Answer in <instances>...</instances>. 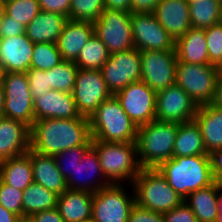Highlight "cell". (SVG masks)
<instances>
[{
  "instance_id": "cell-35",
  "label": "cell",
  "mask_w": 222,
  "mask_h": 222,
  "mask_svg": "<svg viewBox=\"0 0 222 222\" xmlns=\"http://www.w3.org/2000/svg\"><path fill=\"white\" fill-rule=\"evenodd\" d=\"M63 61L55 43H34L30 68L47 71Z\"/></svg>"
},
{
  "instance_id": "cell-3",
  "label": "cell",
  "mask_w": 222,
  "mask_h": 222,
  "mask_svg": "<svg viewBox=\"0 0 222 222\" xmlns=\"http://www.w3.org/2000/svg\"><path fill=\"white\" fill-rule=\"evenodd\" d=\"M89 123L94 140L112 143L136 142L138 127L125 113L115 95L98 106L89 117Z\"/></svg>"
},
{
  "instance_id": "cell-46",
  "label": "cell",
  "mask_w": 222,
  "mask_h": 222,
  "mask_svg": "<svg viewBox=\"0 0 222 222\" xmlns=\"http://www.w3.org/2000/svg\"><path fill=\"white\" fill-rule=\"evenodd\" d=\"M27 219L29 222H65L57 207L34 213Z\"/></svg>"
},
{
  "instance_id": "cell-38",
  "label": "cell",
  "mask_w": 222,
  "mask_h": 222,
  "mask_svg": "<svg viewBox=\"0 0 222 222\" xmlns=\"http://www.w3.org/2000/svg\"><path fill=\"white\" fill-rule=\"evenodd\" d=\"M91 146L92 144H83L78 147L64 150L54 156L57 167L65 179L73 174L74 168L78 162L82 161L84 154Z\"/></svg>"
},
{
  "instance_id": "cell-2",
  "label": "cell",
  "mask_w": 222,
  "mask_h": 222,
  "mask_svg": "<svg viewBox=\"0 0 222 222\" xmlns=\"http://www.w3.org/2000/svg\"><path fill=\"white\" fill-rule=\"evenodd\" d=\"M157 169L182 199L216 181L212 175L209 155L172 157L162 162Z\"/></svg>"
},
{
  "instance_id": "cell-9",
  "label": "cell",
  "mask_w": 222,
  "mask_h": 222,
  "mask_svg": "<svg viewBox=\"0 0 222 222\" xmlns=\"http://www.w3.org/2000/svg\"><path fill=\"white\" fill-rule=\"evenodd\" d=\"M93 25L94 35L106 45L110 55L134 48L130 12L105 8Z\"/></svg>"
},
{
  "instance_id": "cell-43",
  "label": "cell",
  "mask_w": 222,
  "mask_h": 222,
  "mask_svg": "<svg viewBox=\"0 0 222 222\" xmlns=\"http://www.w3.org/2000/svg\"><path fill=\"white\" fill-rule=\"evenodd\" d=\"M128 222H164L163 214L145 209L136 203L132 207Z\"/></svg>"
},
{
  "instance_id": "cell-8",
  "label": "cell",
  "mask_w": 222,
  "mask_h": 222,
  "mask_svg": "<svg viewBox=\"0 0 222 222\" xmlns=\"http://www.w3.org/2000/svg\"><path fill=\"white\" fill-rule=\"evenodd\" d=\"M2 84L5 95L3 116L21 121L31 128L35 121L34 101L26 72H7Z\"/></svg>"
},
{
  "instance_id": "cell-53",
  "label": "cell",
  "mask_w": 222,
  "mask_h": 222,
  "mask_svg": "<svg viewBox=\"0 0 222 222\" xmlns=\"http://www.w3.org/2000/svg\"><path fill=\"white\" fill-rule=\"evenodd\" d=\"M4 101H5L4 88L3 84H0V116H3Z\"/></svg>"
},
{
  "instance_id": "cell-31",
  "label": "cell",
  "mask_w": 222,
  "mask_h": 222,
  "mask_svg": "<svg viewBox=\"0 0 222 222\" xmlns=\"http://www.w3.org/2000/svg\"><path fill=\"white\" fill-rule=\"evenodd\" d=\"M59 194L46 189L41 184L32 182L22 197L23 219L32 214L57 207Z\"/></svg>"
},
{
  "instance_id": "cell-7",
  "label": "cell",
  "mask_w": 222,
  "mask_h": 222,
  "mask_svg": "<svg viewBox=\"0 0 222 222\" xmlns=\"http://www.w3.org/2000/svg\"><path fill=\"white\" fill-rule=\"evenodd\" d=\"M220 74L215 65L177 61L175 84L180 86L197 106L211 104Z\"/></svg>"
},
{
  "instance_id": "cell-20",
  "label": "cell",
  "mask_w": 222,
  "mask_h": 222,
  "mask_svg": "<svg viewBox=\"0 0 222 222\" xmlns=\"http://www.w3.org/2000/svg\"><path fill=\"white\" fill-rule=\"evenodd\" d=\"M33 101L35 120L83 117L78 113L72 93L51 89Z\"/></svg>"
},
{
  "instance_id": "cell-22",
  "label": "cell",
  "mask_w": 222,
  "mask_h": 222,
  "mask_svg": "<svg viewBox=\"0 0 222 222\" xmlns=\"http://www.w3.org/2000/svg\"><path fill=\"white\" fill-rule=\"evenodd\" d=\"M93 35V22L67 19L57 41L63 60L75 61Z\"/></svg>"
},
{
  "instance_id": "cell-5",
  "label": "cell",
  "mask_w": 222,
  "mask_h": 222,
  "mask_svg": "<svg viewBox=\"0 0 222 222\" xmlns=\"http://www.w3.org/2000/svg\"><path fill=\"white\" fill-rule=\"evenodd\" d=\"M92 147L98 154L103 174L111 184L128 180L132 185L142 169L136 142L112 143L93 139Z\"/></svg>"
},
{
  "instance_id": "cell-48",
  "label": "cell",
  "mask_w": 222,
  "mask_h": 222,
  "mask_svg": "<svg viewBox=\"0 0 222 222\" xmlns=\"http://www.w3.org/2000/svg\"><path fill=\"white\" fill-rule=\"evenodd\" d=\"M160 0H131V13H153Z\"/></svg>"
},
{
  "instance_id": "cell-57",
  "label": "cell",
  "mask_w": 222,
  "mask_h": 222,
  "mask_svg": "<svg viewBox=\"0 0 222 222\" xmlns=\"http://www.w3.org/2000/svg\"><path fill=\"white\" fill-rule=\"evenodd\" d=\"M188 4L193 3L195 1H199V0H186Z\"/></svg>"
},
{
  "instance_id": "cell-33",
  "label": "cell",
  "mask_w": 222,
  "mask_h": 222,
  "mask_svg": "<svg viewBox=\"0 0 222 222\" xmlns=\"http://www.w3.org/2000/svg\"><path fill=\"white\" fill-rule=\"evenodd\" d=\"M109 57L106 45L96 35H93L83 46L74 63L80 69L100 70Z\"/></svg>"
},
{
  "instance_id": "cell-26",
  "label": "cell",
  "mask_w": 222,
  "mask_h": 222,
  "mask_svg": "<svg viewBox=\"0 0 222 222\" xmlns=\"http://www.w3.org/2000/svg\"><path fill=\"white\" fill-rule=\"evenodd\" d=\"M194 120L201 129L206 152L222 149V109L212 104L200 105Z\"/></svg>"
},
{
  "instance_id": "cell-49",
  "label": "cell",
  "mask_w": 222,
  "mask_h": 222,
  "mask_svg": "<svg viewBox=\"0 0 222 222\" xmlns=\"http://www.w3.org/2000/svg\"><path fill=\"white\" fill-rule=\"evenodd\" d=\"M104 8L131 13V0H104Z\"/></svg>"
},
{
  "instance_id": "cell-41",
  "label": "cell",
  "mask_w": 222,
  "mask_h": 222,
  "mask_svg": "<svg viewBox=\"0 0 222 222\" xmlns=\"http://www.w3.org/2000/svg\"><path fill=\"white\" fill-rule=\"evenodd\" d=\"M27 79L32 98H40L51 88L49 87V70L43 71L30 68L27 72Z\"/></svg>"
},
{
  "instance_id": "cell-23",
  "label": "cell",
  "mask_w": 222,
  "mask_h": 222,
  "mask_svg": "<svg viewBox=\"0 0 222 222\" xmlns=\"http://www.w3.org/2000/svg\"><path fill=\"white\" fill-rule=\"evenodd\" d=\"M27 154L32 162L33 182L59 195L68 189L54 156L41 155L32 149H29Z\"/></svg>"
},
{
  "instance_id": "cell-40",
  "label": "cell",
  "mask_w": 222,
  "mask_h": 222,
  "mask_svg": "<svg viewBox=\"0 0 222 222\" xmlns=\"http://www.w3.org/2000/svg\"><path fill=\"white\" fill-rule=\"evenodd\" d=\"M209 62L216 65L222 58V22L204 29Z\"/></svg>"
},
{
  "instance_id": "cell-12",
  "label": "cell",
  "mask_w": 222,
  "mask_h": 222,
  "mask_svg": "<svg viewBox=\"0 0 222 222\" xmlns=\"http://www.w3.org/2000/svg\"><path fill=\"white\" fill-rule=\"evenodd\" d=\"M72 95L80 116L89 118L98 106L112 96L100 70L78 69Z\"/></svg>"
},
{
  "instance_id": "cell-44",
  "label": "cell",
  "mask_w": 222,
  "mask_h": 222,
  "mask_svg": "<svg viewBox=\"0 0 222 222\" xmlns=\"http://www.w3.org/2000/svg\"><path fill=\"white\" fill-rule=\"evenodd\" d=\"M42 11L57 13L69 19L71 0H38Z\"/></svg>"
},
{
  "instance_id": "cell-1",
  "label": "cell",
  "mask_w": 222,
  "mask_h": 222,
  "mask_svg": "<svg viewBox=\"0 0 222 222\" xmlns=\"http://www.w3.org/2000/svg\"><path fill=\"white\" fill-rule=\"evenodd\" d=\"M30 131V149L41 155L55 156L93 142L89 118L86 117L35 120Z\"/></svg>"
},
{
  "instance_id": "cell-14",
  "label": "cell",
  "mask_w": 222,
  "mask_h": 222,
  "mask_svg": "<svg viewBox=\"0 0 222 222\" xmlns=\"http://www.w3.org/2000/svg\"><path fill=\"white\" fill-rule=\"evenodd\" d=\"M141 81L156 93L175 84L177 57L175 51H140Z\"/></svg>"
},
{
  "instance_id": "cell-47",
  "label": "cell",
  "mask_w": 222,
  "mask_h": 222,
  "mask_svg": "<svg viewBox=\"0 0 222 222\" xmlns=\"http://www.w3.org/2000/svg\"><path fill=\"white\" fill-rule=\"evenodd\" d=\"M208 155L213 178L222 182V149L213 150Z\"/></svg>"
},
{
  "instance_id": "cell-32",
  "label": "cell",
  "mask_w": 222,
  "mask_h": 222,
  "mask_svg": "<svg viewBox=\"0 0 222 222\" xmlns=\"http://www.w3.org/2000/svg\"><path fill=\"white\" fill-rule=\"evenodd\" d=\"M191 27L206 29L222 22V3L217 0H199L189 4Z\"/></svg>"
},
{
  "instance_id": "cell-56",
  "label": "cell",
  "mask_w": 222,
  "mask_h": 222,
  "mask_svg": "<svg viewBox=\"0 0 222 222\" xmlns=\"http://www.w3.org/2000/svg\"><path fill=\"white\" fill-rule=\"evenodd\" d=\"M217 67V69L220 71V73L222 74V58L221 60L215 65Z\"/></svg>"
},
{
  "instance_id": "cell-10",
  "label": "cell",
  "mask_w": 222,
  "mask_h": 222,
  "mask_svg": "<svg viewBox=\"0 0 222 222\" xmlns=\"http://www.w3.org/2000/svg\"><path fill=\"white\" fill-rule=\"evenodd\" d=\"M122 184H111L93 193L92 222H128L135 205L134 190L127 195Z\"/></svg>"
},
{
  "instance_id": "cell-36",
  "label": "cell",
  "mask_w": 222,
  "mask_h": 222,
  "mask_svg": "<svg viewBox=\"0 0 222 222\" xmlns=\"http://www.w3.org/2000/svg\"><path fill=\"white\" fill-rule=\"evenodd\" d=\"M40 11L38 0H5V14L25 27Z\"/></svg>"
},
{
  "instance_id": "cell-52",
  "label": "cell",
  "mask_w": 222,
  "mask_h": 222,
  "mask_svg": "<svg viewBox=\"0 0 222 222\" xmlns=\"http://www.w3.org/2000/svg\"><path fill=\"white\" fill-rule=\"evenodd\" d=\"M216 222H222V186L219 188L218 194V216Z\"/></svg>"
},
{
  "instance_id": "cell-34",
  "label": "cell",
  "mask_w": 222,
  "mask_h": 222,
  "mask_svg": "<svg viewBox=\"0 0 222 222\" xmlns=\"http://www.w3.org/2000/svg\"><path fill=\"white\" fill-rule=\"evenodd\" d=\"M79 67L74 61L63 60L52 69H49V87L52 90L71 93Z\"/></svg>"
},
{
  "instance_id": "cell-58",
  "label": "cell",
  "mask_w": 222,
  "mask_h": 222,
  "mask_svg": "<svg viewBox=\"0 0 222 222\" xmlns=\"http://www.w3.org/2000/svg\"><path fill=\"white\" fill-rule=\"evenodd\" d=\"M22 222H29L28 219H23Z\"/></svg>"
},
{
  "instance_id": "cell-18",
  "label": "cell",
  "mask_w": 222,
  "mask_h": 222,
  "mask_svg": "<svg viewBox=\"0 0 222 222\" xmlns=\"http://www.w3.org/2000/svg\"><path fill=\"white\" fill-rule=\"evenodd\" d=\"M31 131L25 123L0 117V162L18 157L30 149Z\"/></svg>"
},
{
  "instance_id": "cell-21",
  "label": "cell",
  "mask_w": 222,
  "mask_h": 222,
  "mask_svg": "<svg viewBox=\"0 0 222 222\" xmlns=\"http://www.w3.org/2000/svg\"><path fill=\"white\" fill-rule=\"evenodd\" d=\"M152 14L174 40L191 28L189 4L186 0H160Z\"/></svg>"
},
{
  "instance_id": "cell-6",
  "label": "cell",
  "mask_w": 222,
  "mask_h": 222,
  "mask_svg": "<svg viewBox=\"0 0 222 222\" xmlns=\"http://www.w3.org/2000/svg\"><path fill=\"white\" fill-rule=\"evenodd\" d=\"M131 186L135 203L157 213L164 214L184 201L157 168H142Z\"/></svg>"
},
{
  "instance_id": "cell-19",
  "label": "cell",
  "mask_w": 222,
  "mask_h": 222,
  "mask_svg": "<svg viewBox=\"0 0 222 222\" xmlns=\"http://www.w3.org/2000/svg\"><path fill=\"white\" fill-rule=\"evenodd\" d=\"M34 43L26 33L0 38V63L5 73L27 72L33 55Z\"/></svg>"
},
{
  "instance_id": "cell-50",
  "label": "cell",
  "mask_w": 222,
  "mask_h": 222,
  "mask_svg": "<svg viewBox=\"0 0 222 222\" xmlns=\"http://www.w3.org/2000/svg\"><path fill=\"white\" fill-rule=\"evenodd\" d=\"M22 220L23 218L21 216L8 211L0 205V222H22Z\"/></svg>"
},
{
  "instance_id": "cell-54",
  "label": "cell",
  "mask_w": 222,
  "mask_h": 222,
  "mask_svg": "<svg viewBox=\"0 0 222 222\" xmlns=\"http://www.w3.org/2000/svg\"><path fill=\"white\" fill-rule=\"evenodd\" d=\"M5 14V1H0V23Z\"/></svg>"
},
{
  "instance_id": "cell-25",
  "label": "cell",
  "mask_w": 222,
  "mask_h": 222,
  "mask_svg": "<svg viewBox=\"0 0 222 222\" xmlns=\"http://www.w3.org/2000/svg\"><path fill=\"white\" fill-rule=\"evenodd\" d=\"M175 52L179 62L212 65L209 62L204 29L191 27L175 40Z\"/></svg>"
},
{
  "instance_id": "cell-4",
  "label": "cell",
  "mask_w": 222,
  "mask_h": 222,
  "mask_svg": "<svg viewBox=\"0 0 222 222\" xmlns=\"http://www.w3.org/2000/svg\"><path fill=\"white\" fill-rule=\"evenodd\" d=\"M178 124L154 120L138 126L137 156L141 168H157L173 157Z\"/></svg>"
},
{
  "instance_id": "cell-28",
  "label": "cell",
  "mask_w": 222,
  "mask_h": 222,
  "mask_svg": "<svg viewBox=\"0 0 222 222\" xmlns=\"http://www.w3.org/2000/svg\"><path fill=\"white\" fill-rule=\"evenodd\" d=\"M221 181L191 192L184 201L196 215L198 222H216L218 216V194Z\"/></svg>"
},
{
  "instance_id": "cell-37",
  "label": "cell",
  "mask_w": 222,
  "mask_h": 222,
  "mask_svg": "<svg viewBox=\"0 0 222 222\" xmlns=\"http://www.w3.org/2000/svg\"><path fill=\"white\" fill-rule=\"evenodd\" d=\"M104 9V0H71L69 19L94 22Z\"/></svg>"
},
{
  "instance_id": "cell-15",
  "label": "cell",
  "mask_w": 222,
  "mask_h": 222,
  "mask_svg": "<svg viewBox=\"0 0 222 222\" xmlns=\"http://www.w3.org/2000/svg\"><path fill=\"white\" fill-rule=\"evenodd\" d=\"M134 48L140 51H175L174 38L152 13H131Z\"/></svg>"
},
{
  "instance_id": "cell-29",
  "label": "cell",
  "mask_w": 222,
  "mask_h": 222,
  "mask_svg": "<svg viewBox=\"0 0 222 222\" xmlns=\"http://www.w3.org/2000/svg\"><path fill=\"white\" fill-rule=\"evenodd\" d=\"M0 180L24 191L33 182L32 162L25 153L0 162Z\"/></svg>"
},
{
  "instance_id": "cell-51",
  "label": "cell",
  "mask_w": 222,
  "mask_h": 222,
  "mask_svg": "<svg viewBox=\"0 0 222 222\" xmlns=\"http://www.w3.org/2000/svg\"><path fill=\"white\" fill-rule=\"evenodd\" d=\"M211 104L219 109H222V74H220L218 78L214 100Z\"/></svg>"
},
{
  "instance_id": "cell-24",
  "label": "cell",
  "mask_w": 222,
  "mask_h": 222,
  "mask_svg": "<svg viewBox=\"0 0 222 222\" xmlns=\"http://www.w3.org/2000/svg\"><path fill=\"white\" fill-rule=\"evenodd\" d=\"M92 204L93 193L67 189L59 195L57 208L65 222H90Z\"/></svg>"
},
{
  "instance_id": "cell-39",
  "label": "cell",
  "mask_w": 222,
  "mask_h": 222,
  "mask_svg": "<svg viewBox=\"0 0 222 222\" xmlns=\"http://www.w3.org/2000/svg\"><path fill=\"white\" fill-rule=\"evenodd\" d=\"M22 197V190L7 185L0 180V205L23 218Z\"/></svg>"
},
{
  "instance_id": "cell-45",
  "label": "cell",
  "mask_w": 222,
  "mask_h": 222,
  "mask_svg": "<svg viewBox=\"0 0 222 222\" xmlns=\"http://www.w3.org/2000/svg\"><path fill=\"white\" fill-rule=\"evenodd\" d=\"M26 27L4 14L0 23V38L25 34Z\"/></svg>"
},
{
  "instance_id": "cell-17",
  "label": "cell",
  "mask_w": 222,
  "mask_h": 222,
  "mask_svg": "<svg viewBox=\"0 0 222 222\" xmlns=\"http://www.w3.org/2000/svg\"><path fill=\"white\" fill-rule=\"evenodd\" d=\"M94 176L97 178L95 179ZM66 184L69 190L91 193H96L100 189L111 185L102 172L98 154L92 146L86 151L82 161L78 162L73 174L66 179Z\"/></svg>"
},
{
  "instance_id": "cell-30",
  "label": "cell",
  "mask_w": 222,
  "mask_h": 222,
  "mask_svg": "<svg viewBox=\"0 0 222 222\" xmlns=\"http://www.w3.org/2000/svg\"><path fill=\"white\" fill-rule=\"evenodd\" d=\"M208 155L206 152L201 129L195 120L178 124L173 157Z\"/></svg>"
},
{
  "instance_id": "cell-42",
  "label": "cell",
  "mask_w": 222,
  "mask_h": 222,
  "mask_svg": "<svg viewBox=\"0 0 222 222\" xmlns=\"http://www.w3.org/2000/svg\"><path fill=\"white\" fill-rule=\"evenodd\" d=\"M163 218L164 222H198L196 215L185 201L164 213Z\"/></svg>"
},
{
  "instance_id": "cell-55",
  "label": "cell",
  "mask_w": 222,
  "mask_h": 222,
  "mask_svg": "<svg viewBox=\"0 0 222 222\" xmlns=\"http://www.w3.org/2000/svg\"><path fill=\"white\" fill-rule=\"evenodd\" d=\"M4 75H5V70H4L3 66H2V64L0 63V84L3 83Z\"/></svg>"
},
{
  "instance_id": "cell-16",
  "label": "cell",
  "mask_w": 222,
  "mask_h": 222,
  "mask_svg": "<svg viewBox=\"0 0 222 222\" xmlns=\"http://www.w3.org/2000/svg\"><path fill=\"white\" fill-rule=\"evenodd\" d=\"M198 106L178 85L156 94V120L181 124L194 120Z\"/></svg>"
},
{
  "instance_id": "cell-11",
  "label": "cell",
  "mask_w": 222,
  "mask_h": 222,
  "mask_svg": "<svg viewBox=\"0 0 222 222\" xmlns=\"http://www.w3.org/2000/svg\"><path fill=\"white\" fill-rule=\"evenodd\" d=\"M100 71L108 90L115 95L130 83L141 81L140 50L132 48L111 54Z\"/></svg>"
},
{
  "instance_id": "cell-27",
  "label": "cell",
  "mask_w": 222,
  "mask_h": 222,
  "mask_svg": "<svg viewBox=\"0 0 222 222\" xmlns=\"http://www.w3.org/2000/svg\"><path fill=\"white\" fill-rule=\"evenodd\" d=\"M67 19L66 16L41 10L26 26L25 33L33 43L57 44Z\"/></svg>"
},
{
  "instance_id": "cell-13",
  "label": "cell",
  "mask_w": 222,
  "mask_h": 222,
  "mask_svg": "<svg viewBox=\"0 0 222 222\" xmlns=\"http://www.w3.org/2000/svg\"><path fill=\"white\" fill-rule=\"evenodd\" d=\"M156 94L145 82L138 81L117 92L115 97L138 127L156 119Z\"/></svg>"
}]
</instances>
